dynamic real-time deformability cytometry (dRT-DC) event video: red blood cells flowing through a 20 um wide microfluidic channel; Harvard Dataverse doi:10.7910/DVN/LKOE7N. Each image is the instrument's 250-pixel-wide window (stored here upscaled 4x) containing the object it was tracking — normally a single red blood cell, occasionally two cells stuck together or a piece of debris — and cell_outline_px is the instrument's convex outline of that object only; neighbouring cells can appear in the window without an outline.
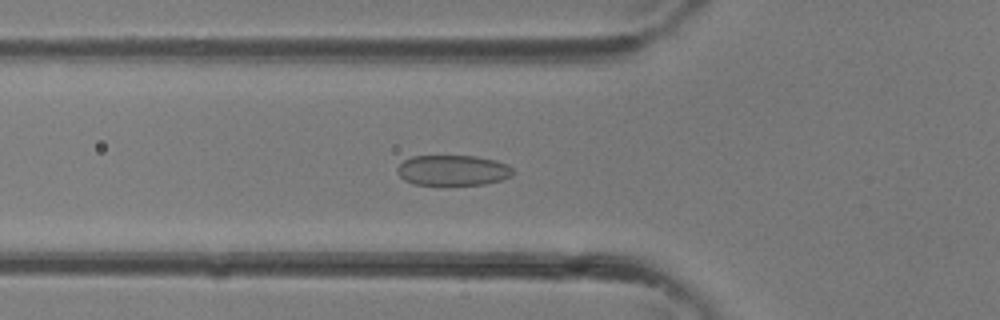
{"species": "common noctule bat (a hibernating species)", "species_latin": "Nyctalus noctula", "temperature_condition": "room temperature", "stored_images_in_passage": 35, "camera_frame_rate_fps": 3000, "um_per_image_px": 0.085, "animal": {"sex": "female"}, "frame": {"image": 1, "passage_image": 12, "time_ms": 3.667, "image_size_px": [1000, 320], "cell_outline_px": [[516, 172], [512, 176], [500, 180], [484, 184], [412, 184], [404, 180], [396, 172], [396, 168], [404, 160], [412, 156], [476, 156], [496, 160], [508, 164]], "centroid_in_image_um": [38.51, 14.46], "position_along_channel_um": 87.3, "area_um2": 20.58}}
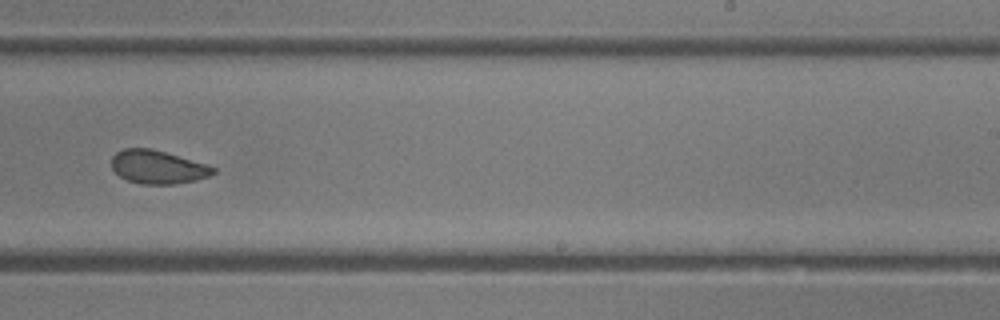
{"frame": {"image": 2, "passage_image": 22, "time_ms": 7.0, "image_size_px": [1000, 320], "cell_outline_px": [[216, 172], [208, 176], [196, 180], [172, 184], [140, 184], [128, 180], [120, 176], [112, 168], [112, 156], [116, 152], [124, 148], [152, 148], [208, 164], [216, 168]], "centroid_in_image_um": [13.42, 14.19], "position_along_channel_um": 275.6, "area_um2": 19.83}}
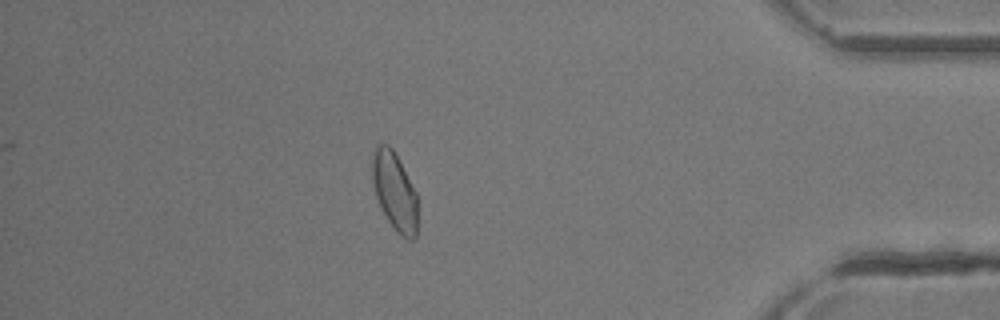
{"frame": {"image": 3, "passage_image": 31, "time_ms": 10.0, "image_size_px": [1000, 320], "cell_outline_px": [[416, 236], [412, 240], [408, 240], [400, 236], [396, 232], [380, 208], [372, 184], [372, 156], [376, 144], [388, 144], [392, 148], [416, 192]], "centroid_in_image_um": [33.51, 16.27], "position_along_channel_um": 401.7, "area_um2": 20.58}}